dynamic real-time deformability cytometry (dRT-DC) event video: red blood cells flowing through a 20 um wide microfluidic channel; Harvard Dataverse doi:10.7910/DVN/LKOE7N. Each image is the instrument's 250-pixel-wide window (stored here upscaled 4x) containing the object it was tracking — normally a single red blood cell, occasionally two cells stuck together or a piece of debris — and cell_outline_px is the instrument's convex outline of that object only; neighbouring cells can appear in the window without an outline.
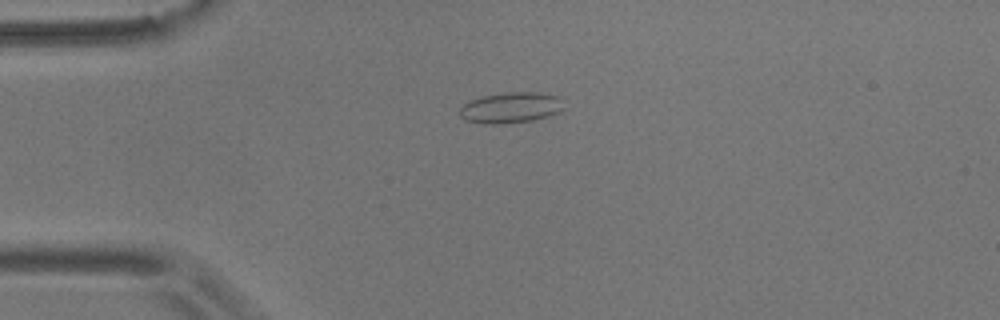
{"species": "common noctule bat (a hibernating species)", "species_latin": "Nyctalus noctula", "temperature_condition": "room temperature", "stored_images_in_passage": 44, "camera_frame_rate_fps": 3000, "um_per_image_px": 0.085, "animal": {"sex": "male", "body_mass_g": 17.9}, "frame": {"image": 1, "passage_image": 2, "time_ms": 0.333, "image_size_px": [1000, 320], "cell_outline_px": [[564, 108], [560, 112], [548, 116], [532, 120], [500, 124], [488, 124], [464, 120], [460, 116], [460, 108], [464, 104], [472, 100], [484, 96], [508, 92], [540, 92], [560, 96]], "centroid_in_image_um": [43.45, 9.15], "position_along_channel_um": 41.5, "area_um2": 18.67}}
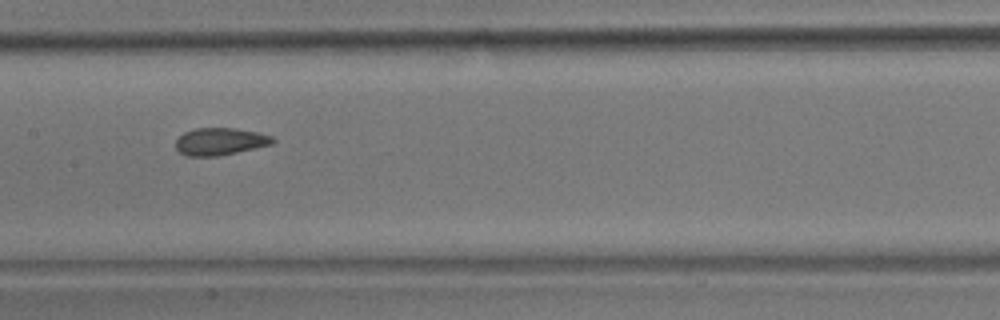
{"frame": {"image": 2, "passage_image": 16, "time_ms": 5.0, "image_size_px": [1000, 320], "cell_outline_px": [[276, 140], [272, 144], [256, 148], [216, 156], [184, 156], [176, 148], [176, 140], [184, 132], [196, 128], [232, 128], [256, 132], [272, 136]], "centroid_in_image_um": [18.7, 12.03], "position_along_channel_um": 188.7, "area_um2": 15.32}}
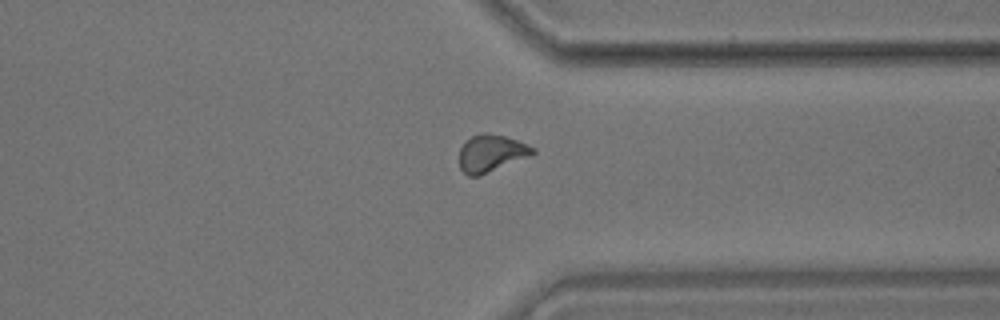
{"frame": {"image": 3, "passage_image": 31, "time_ms": 10.0, "image_size_px": [1000, 320], "cell_outline_px": [[536, 152], [532, 156], [480, 176], [468, 176], [460, 168], [460, 148], [464, 140], [480, 132], [488, 132], [504, 136], [516, 140], [536, 148]], "centroid_in_image_um": [41.76, 13.02], "position_along_channel_um": 369.6, "area_um2": 16.24}, "authors_computed_cell_mechanics": {"area_um2": 15.5193, "velocity_mm_per_s": 3.6491, "shape_relaxation_time_tau1_ms": null, "shape_relaxation_time_tau2_ms": 1.5554, "deformation_change_tau1": null, "deformation_change_tau2": 0.0499}}